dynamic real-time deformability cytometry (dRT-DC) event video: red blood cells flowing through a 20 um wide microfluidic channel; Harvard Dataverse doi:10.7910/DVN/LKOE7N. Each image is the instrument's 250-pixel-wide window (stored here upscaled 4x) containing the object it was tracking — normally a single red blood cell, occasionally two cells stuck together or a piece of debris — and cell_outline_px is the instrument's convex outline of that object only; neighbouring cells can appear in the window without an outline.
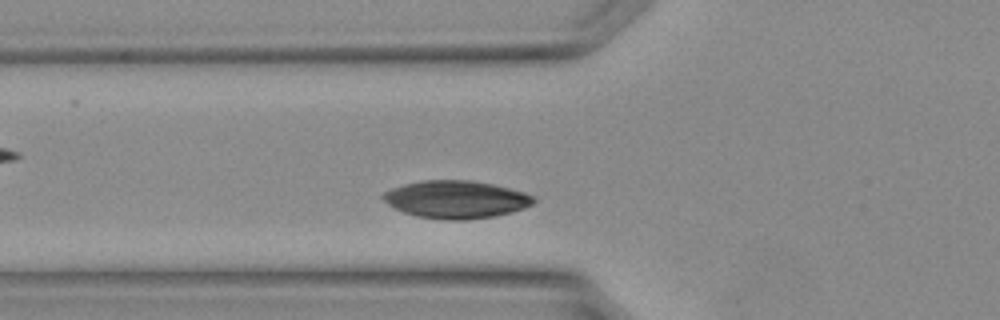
{"species": "Egyptian fruit bat (a non-hibernating species)", "species_latin": "Rousettus aegyptiacus", "temperature_condition": "warm", "stored_images_in_passage": 22, "camera_frame_rate_fps": 3000, "um_per_image_px": 0.085, "animal": {"sex": "female"}, "frame": {"image": 1, "passage_image": 4, "time_ms": 1.0, "image_size_px": [1000, 320], "cell_outline_px": [[536, 200], [532, 204], [524, 208], [512, 212], [496, 216], [468, 220], [444, 220], [416, 216], [404, 212], [388, 204], [380, 196], [384, 192], [392, 188], [404, 184], [420, 180], [472, 180], [492, 184], [524, 192], [536, 196]], "centroid_in_image_um": [38.78, 16.95], "position_along_channel_um": 87.0, "area_um2": 33.23}}
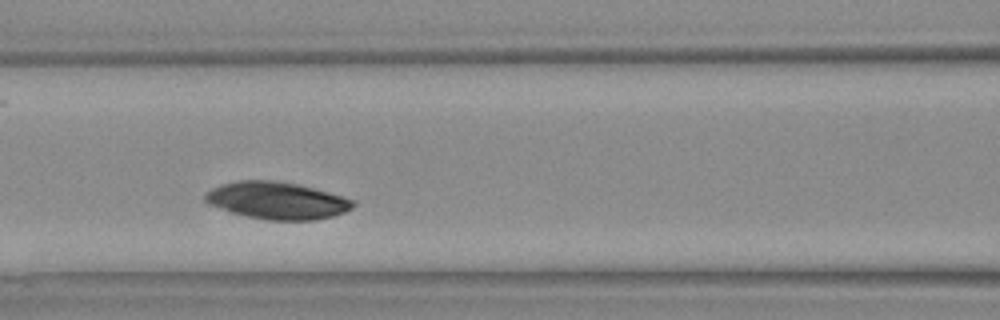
{"frame": {"image": 2, "passage_image": 7, "time_ms": 2.0, "image_size_px": [1000, 320], "cell_outline_px": [[356, 204], [352, 208], [344, 212], [332, 216], [316, 220], [264, 220], [232, 212], [208, 204], [204, 200], [204, 192], [220, 184], [240, 180], [272, 180], [296, 184], [328, 192], [356, 200]], "centroid_in_image_um": [23.53, 17.04], "position_along_channel_um": 143.1, "area_um2": 32.02}}